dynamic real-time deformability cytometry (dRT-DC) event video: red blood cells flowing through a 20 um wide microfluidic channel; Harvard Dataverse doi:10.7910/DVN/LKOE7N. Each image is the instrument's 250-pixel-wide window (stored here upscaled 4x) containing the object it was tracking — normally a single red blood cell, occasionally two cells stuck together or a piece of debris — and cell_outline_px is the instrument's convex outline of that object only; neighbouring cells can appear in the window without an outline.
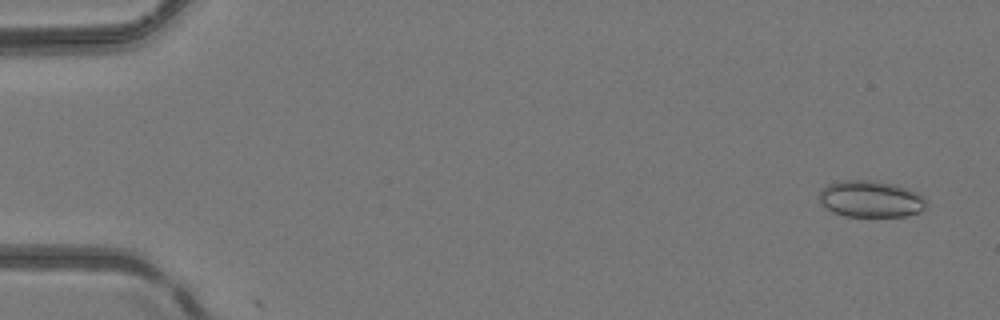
{"species": "common noctule bat (a hibernating species)", "species_latin": "Nyctalus noctula", "temperature_condition": "room temperature", "stored_images_in_passage": 3, "camera_frame_rate_fps": 3000, "um_per_image_px": 0.085, "animal": {"sex": "female", "body_mass_g": 24.6, "forearm_length_mm": 56.2}, "frame": {"image": 1, "passage_image": 2, "time_ms": 0.333, "image_size_px": [1000, 320], "cell_outline_px": [[928, 208], [920, 212], [908, 216], [844, 216], [832, 212], [820, 204], [820, 188], [828, 184], [840, 180], [868, 180], [896, 184], [920, 192], [928, 200]], "centroid_in_image_um": [74.07, 16.91], "position_along_channel_um": 10.9, "area_um2": 23.47}}